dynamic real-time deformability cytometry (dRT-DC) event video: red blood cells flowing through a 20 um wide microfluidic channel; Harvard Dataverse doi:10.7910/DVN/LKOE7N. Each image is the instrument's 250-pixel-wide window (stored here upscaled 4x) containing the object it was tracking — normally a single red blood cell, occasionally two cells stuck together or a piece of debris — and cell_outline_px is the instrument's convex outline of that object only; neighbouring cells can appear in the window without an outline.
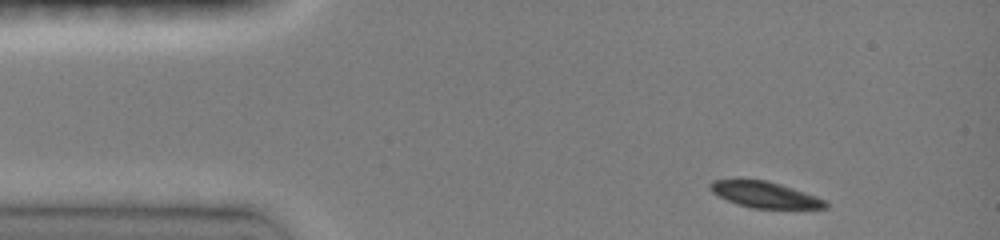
{"species": "common noctule bat (a hibernating species)", "species_latin": "Nyctalus noctula", "temperature_condition": "room temperature", "stored_images_in_passage": 4, "camera_frame_rate_fps": 3000, "um_per_image_px": 0.085, "animal": {"sex": "female", "body_mass_g": 19.0, "forearm_length_mm": 51.5}, "frame": {"image": 1, "passage_image": 1, "time_ms": 0.0, "image_size_px": [1000, 240], "cell_outline_px": [[828, 208], [752, 208], [736, 204], [712, 192], [708, 188], [708, 184], [712, 180], [768, 180], [828, 200]], "centroid_in_image_um": [65.02, 16.55], "position_along_channel_um": 20.0, "area_um2": 17.4}}
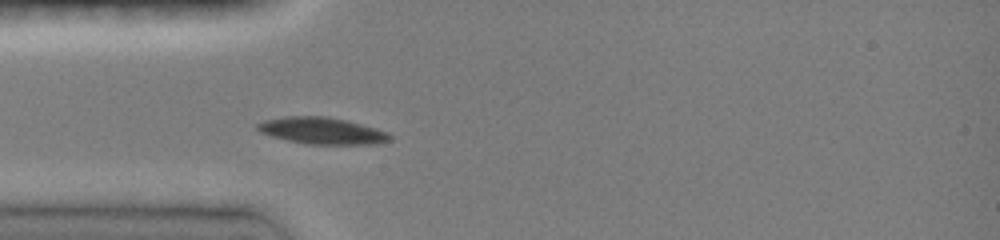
{"frame": {"image": 2, "passage_image": 4, "time_ms": 2.667, "image_size_px": [1000, 240], "cell_outline_px": [[392, 140], [376, 144], [308, 144], [288, 140], [272, 136], [260, 132], [256, 128], [256, 124], [264, 120], [284, 116], [328, 116], [376, 128], [388, 132], [392, 136]], "centroid_in_image_um": [27.38, 11.11], "position_along_channel_um": 57.6, "area_um2": 20.58}}